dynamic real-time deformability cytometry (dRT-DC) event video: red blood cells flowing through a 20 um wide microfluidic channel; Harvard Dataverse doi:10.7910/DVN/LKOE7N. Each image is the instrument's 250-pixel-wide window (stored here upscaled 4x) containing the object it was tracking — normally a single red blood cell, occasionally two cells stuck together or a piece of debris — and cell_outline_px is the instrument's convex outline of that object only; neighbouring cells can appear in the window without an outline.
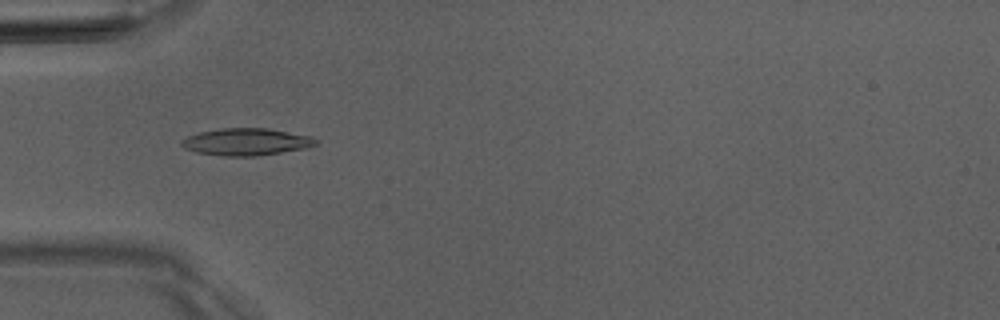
{"species": "Egyptian fruit bat (a non-hibernating species)", "species_latin": "Rousettus aegyptiacus", "temperature_condition": "room temperature", "stored_images_in_passage": 10, "camera_frame_rate_fps": 3000, "um_per_image_px": 0.085, "animal": {"sex": "male"}, "frame": {"image": 1, "passage_image": 6, "time_ms": 6.667, "image_size_px": [1000, 320], "cell_outline_px": [[320, 140], [316, 144], [304, 148], [256, 156], [224, 156], [196, 152], [184, 148], [180, 144], [180, 140], [188, 136], [200, 132], [220, 128], [268, 128], [312, 136]], "centroid_in_image_um": [20.92, 12.05], "position_along_channel_um": 64.1, "area_um2": 21.21}}
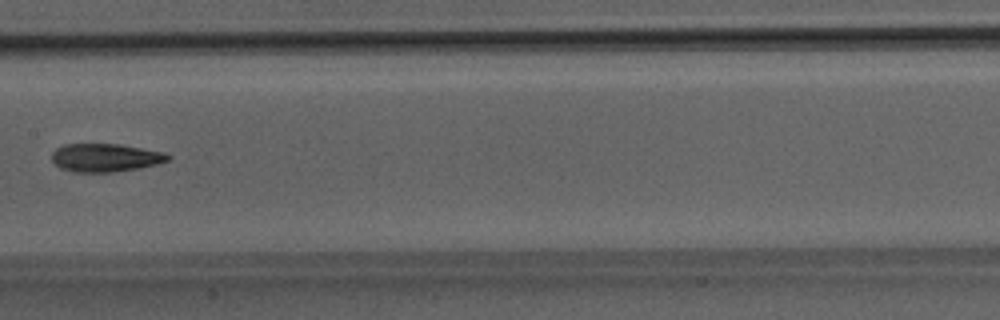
{"frame": {"image": 2, "passage_image": 9, "time_ms": 10.0, "image_size_px": [1000, 320], "cell_outline_px": [[172, 156], [168, 160], [156, 164], [136, 168], [112, 172], [72, 172], [60, 168], [52, 160], [52, 152], [56, 148], [64, 144], [120, 144], [164, 152]], "centroid_in_image_um": [8.93, 13.39], "position_along_channel_um": 198.5, "area_um2": 19.02}}